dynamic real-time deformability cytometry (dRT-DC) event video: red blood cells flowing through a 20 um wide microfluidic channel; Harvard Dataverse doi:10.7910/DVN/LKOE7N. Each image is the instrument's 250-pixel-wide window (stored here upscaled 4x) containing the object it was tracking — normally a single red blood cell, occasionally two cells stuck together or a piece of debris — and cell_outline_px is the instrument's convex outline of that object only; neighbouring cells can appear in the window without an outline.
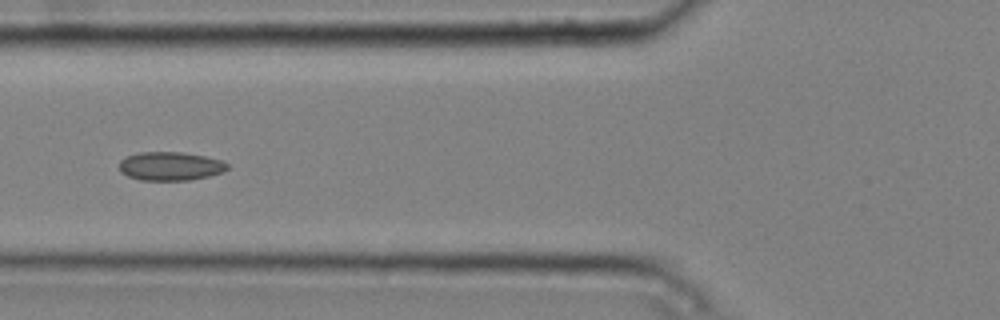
{"species": "common noctule bat (a hibernating species)", "species_latin": "Nyctalus noctula", "temperature_condition": "cold", "stored_images_in_passage": 5, "camera_frame_rate_fps": 3000, "um_per_image_px": 0.085, "animal": {"sex": "male", "body_mass_g": 20.4}, "frame": {"image": 1, "passage_image": 5, "time_ms": 1.333, "image_size_px": [1000, 320], "cell_outline_px": [[228, 168], [224, 172], [208, 176], [188, 180], [140, 180], [128, 176], [120, 172], [120, 160], [124, 156], [140, 152], [184, 152], [204, 156], [220, 160], [228, 164]], "centroid_in_image_um": [14.45, 14.12], "position_along_channel_um": 111.3, "area_um2": 18.09}}